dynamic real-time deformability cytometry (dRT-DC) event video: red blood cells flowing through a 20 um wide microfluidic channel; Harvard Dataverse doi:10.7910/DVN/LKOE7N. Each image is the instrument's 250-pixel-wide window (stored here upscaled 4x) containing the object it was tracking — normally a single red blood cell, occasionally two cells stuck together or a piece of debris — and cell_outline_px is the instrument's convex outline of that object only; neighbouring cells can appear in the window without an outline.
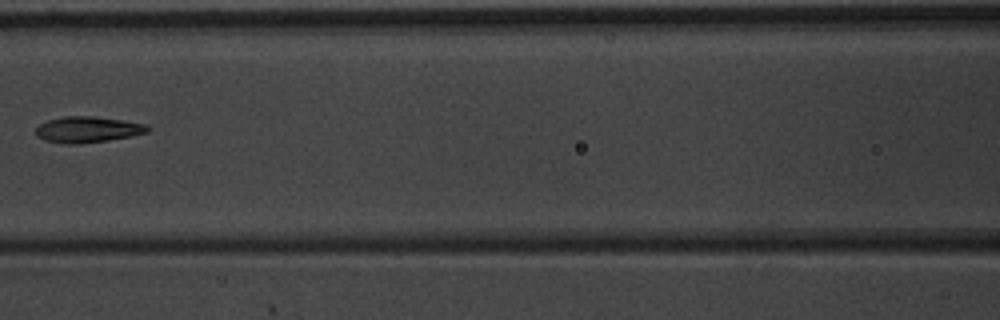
{"species": "common noctule bat (a hibernating species)", "species_latin": "Nyctalus noctula", "temperature_condition": "warm", "stored_images_in_passage": 8, "camera_frame_rate_fps": 3000, "um_per_image_px": 0.085, "animal": {"sex": "male", "body_mass_g": 20.1, "forearm_length_mm": 53.5}, "frame": {"image": 1, "passage_image": 4, "time_ms": 1.0, "image_size_px": [1000, 320], "cell_outline_px": [[148, 132], [132, 136], [108, 140], [80, 144], [64, 144], [44, 140], [36, 136], [36, 128], [40, 124], [48, 120], [64, 116], [92, 116], [124, 120], [148, 124]], "centroid_in_image_um": [7.45, 11.01], "position_along_channel_um": 159.2, "area_um2": 17.05}}
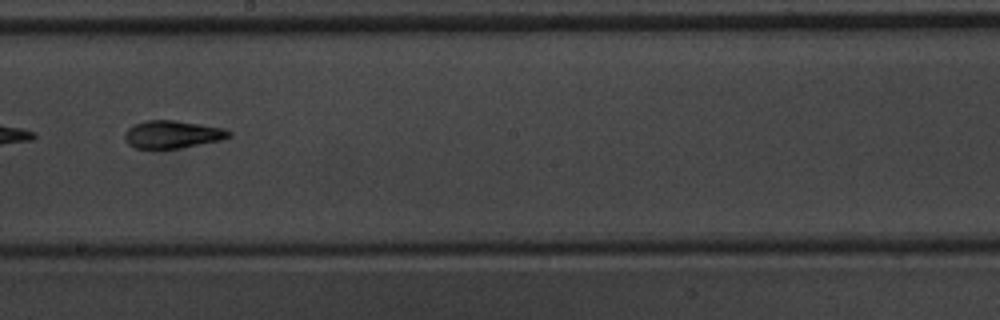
{"frame": {"image": 2, "passage_image": 6, "time_ms": 1.667, "image_size_px": [1000, 320], "cell_outline_px": [[232, 136], [220, 140], [180, 148], [136, 148], [128, 144], [124, 140], [124, 132], [128, 128], [136, 124], [148, 120], [176, 120], [224, 128], [232, 132]], "centroid_in_image_um": [14.66, 11.42], "position_along_channel_um": 233.5, "area_um2": 16.76}}
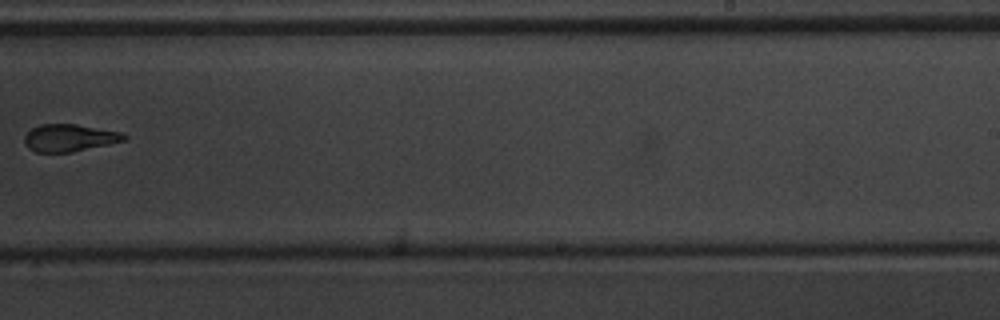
{"frame": {"image": 3, "passage_image": 7, "time_ms": 2.0, "image_size_px": [1000, 320], "cell_outline_px": [[128, 140], [72, 152], [36, 152], [28, 148], [24, 144], [24, 136], [32, 128], [40, 124], [76, 124], [120, 132], [128, 136]], "centroid_in_image_um": [5.9, 11.72], "position_along_channel_um": 283.1, "area_um2": 15.9}}